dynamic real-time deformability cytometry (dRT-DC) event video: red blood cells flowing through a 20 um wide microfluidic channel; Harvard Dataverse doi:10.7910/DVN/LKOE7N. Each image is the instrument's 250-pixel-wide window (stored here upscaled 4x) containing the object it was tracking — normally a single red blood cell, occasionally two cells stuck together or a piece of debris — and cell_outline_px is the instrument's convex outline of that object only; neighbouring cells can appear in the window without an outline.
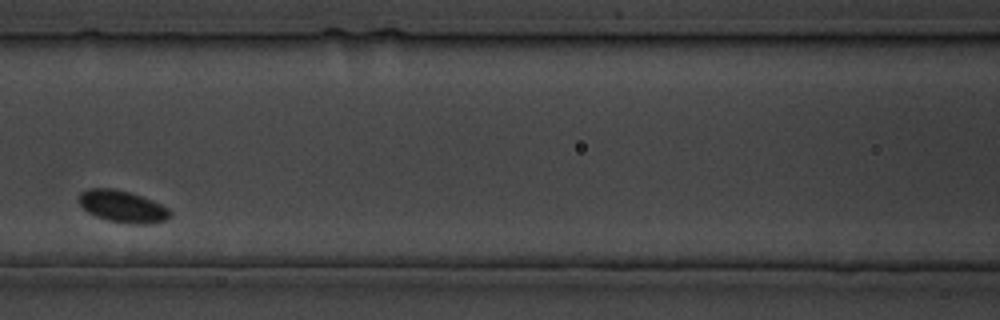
{"species": "common noctule bat (a hibernating species)", "species_latin": "Nyctalus noctula", "temperature_condition": "cold", "stored_images_in_passage": 24, "camera_frame_rate_fps": 3000, "um_per_image_px": 0.085, "animal": {"sex": "male", "body_mass_g": 19.5, "forearm_length_mm": 54.6}, "frame": {"image": 1, "passage_image": 8, "time_ms": 8.333, "image_size_px": [1000, 320], "cell_outline_px": [[172, 216], [168, 220], [152, 224], [128, 224], [108, 220], [96, 216], [88, 212], [80, 204], [80, 192], [88, 188], [112, 188], [128, 192], [152, 200], [168, 208], [172, 212]], "centroid_in_image_um": [10.46, 17.57], "position_along_channel_um": 156.1, "area_um2": 16.99}}
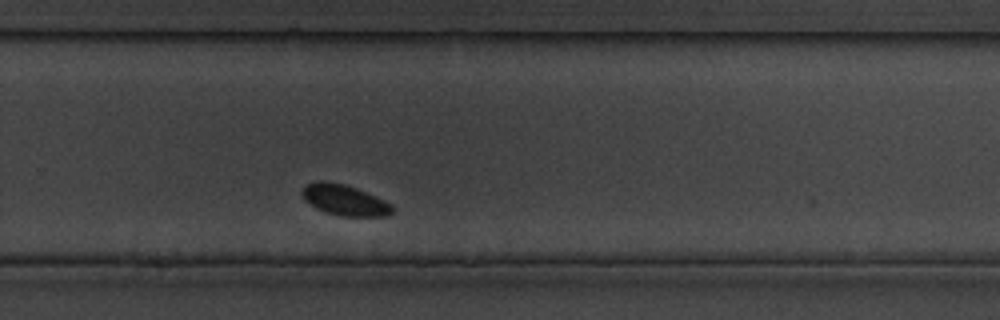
{"frame": {"image": 2, "passage_image": 17, "time_ms": 19.333, "image_size_px": [1000, 320], "cell_outline_px": [[396, 208], [388, 216], [344, 216], [328, 212], [316, 208], [304, 200], [300, 192], [304, 184], [316, 180], [324, 180], [344, 184], [356, 188], [376, 196], [392, 204]], "centroid_in_image_um": [29.27, 16.98], "position_along_channel_um": 300.5, "area_um2": 16.36}}
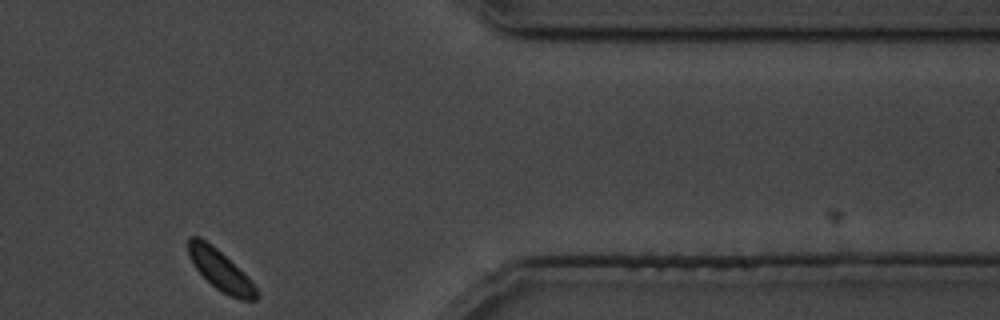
{"frame": {"image": 3, "passage_image": 24, "time_ms": 27.667, "image_size_px": [1000, 320], "cell_outline_px": [[260, 296], [256, 300], [240, 300], [228, 296], [216, 288], [192, 264], [188, 256], [188, 236], [200, 236], [212, 244], [256, 288]], "centroid_in_image_um": [18.68, 22.97], "position_along_channel_um": 392.7, "area_um2": 15.55}}